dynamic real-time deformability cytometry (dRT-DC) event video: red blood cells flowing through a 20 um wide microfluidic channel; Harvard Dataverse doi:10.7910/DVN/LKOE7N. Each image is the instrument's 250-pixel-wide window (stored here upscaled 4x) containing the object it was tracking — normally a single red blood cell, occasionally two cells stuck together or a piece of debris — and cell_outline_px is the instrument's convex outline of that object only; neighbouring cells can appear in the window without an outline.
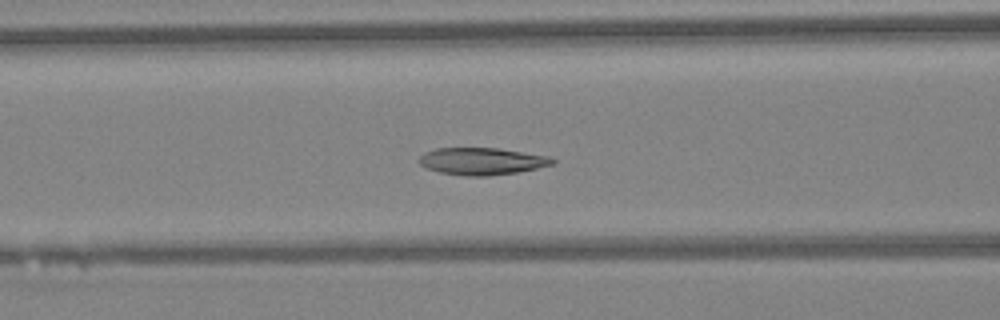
{"species": "Egyptian fruit bat (a non-hibernating species)", "species_latin": "Rousettus aegyptiacus", "temperature_condition": "warm", "stored_images_in_passage": 47, "camera_frame_rate_fps": 3000, "um_per_image_px": 0.085, "animal": {"sex": "female"}, "frame": {"image": 1, "passage_image": 19, "time_ms": 6.0, "image_size_px": [1000, 320], "cell_outline_px": [[556, 164], [520, 172], [488, 176], [464, 176], [440, 172], [428, 168], [420, 164], [416, 160], [424, 152], [436, 148], [500, 148], [548, 156], [556, 160]], "centroid_in_image_um": [40.98, 13.7], "position_along_channel_um": 125.6, "area_um2": 21.33}}
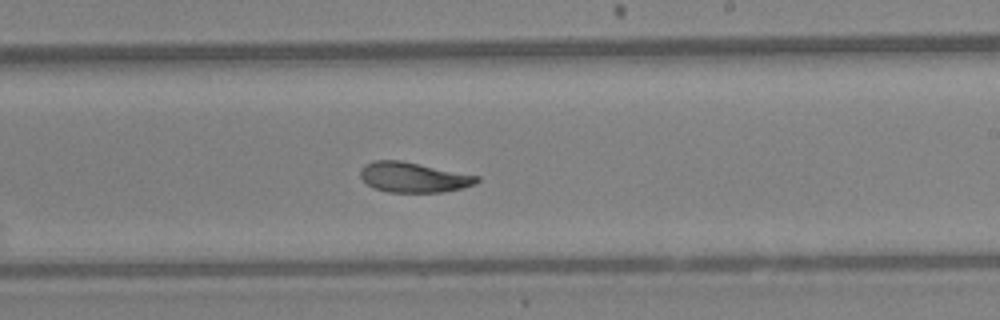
{"frame": {"image": 2, "passage_image": 28, "time_ms": 9.0, "image_size_px": [1000, 320], "cell_outline_px": [[480, 180], [476, 184], [444, 192], [388, 192], [372, 188], [360, 176], [360, 172], [364, 164], [372, 160], [400, 160], [480, 176]], "centroid_in_image_um": [35.14, 15.07], "position_along_channel_um": 253.9, "area_um2": 20.46}}
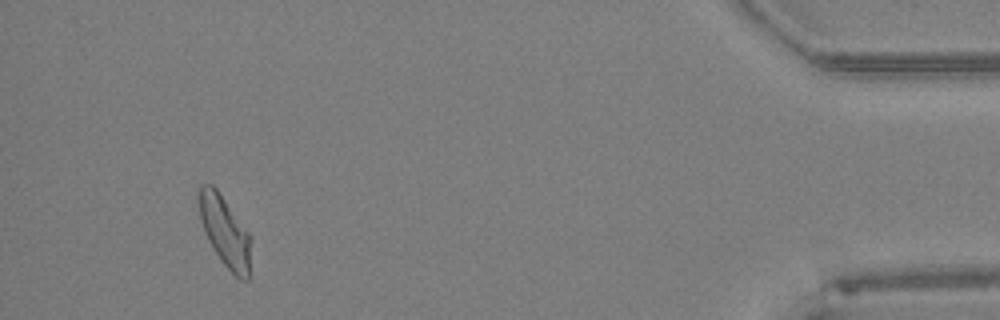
{"frame": {"image": 3, "passage_image": 44, "time_ms": 14.333, "image_size_px": [1000, 320], "cell_outline_px": [[252, 240], [248, 280], [240, 280], [220, 260], [212, 248], [204, 232], [200, 220], [196, 200], [200, 184], [212, 184], [216, 188], [252, 236]], "centroid_in_image_um": [19.1, 19.64], "position_along_channel_um": 416.1, "area_um2": 21.85}, "authors_computed_cell_mechanics": {"area_um2": 21.8484, "velocity_mm_per_s": 4.3045, "shape_relaxation_time_tau1_ms": 4.8159, "shape_relaxation_time_tau2_ms": 2.9687, "deformation_change_tau1": 0.1433, "deformation_change_tau2": 0.071}}